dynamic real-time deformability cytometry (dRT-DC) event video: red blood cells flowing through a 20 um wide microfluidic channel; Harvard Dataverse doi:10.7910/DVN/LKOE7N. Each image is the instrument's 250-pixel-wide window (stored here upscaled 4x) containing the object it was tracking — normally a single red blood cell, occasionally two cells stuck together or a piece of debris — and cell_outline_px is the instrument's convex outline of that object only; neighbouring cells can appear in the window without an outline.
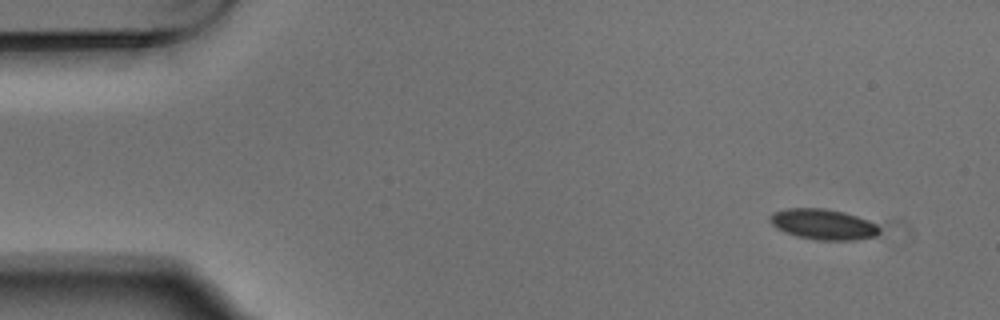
{"species": "Egyptian fruit bat (a non-hibernating species)", "species_latin": "Rousettus aegyptiacus", "temperature_condition": "warm", "stored_images_in_passage": 4, "camera_frame_rate_fps": 3000, "um_per_image_px": 0.085, "animal": {"sex": "male"}, "frame": {"image": 1, "passage_image": 1, "time_ms": 0.0, "image_size_px": [1000, 320], "cell_outline_px": [[880, 232], [876, 236], [856, 240], [820, 240], [796, 236], [784, 232], [776, 228], [768, 220], [768, 216], [772, 212], [788, 208], [824, 208], [844, 212], [868, 220], [876, 224], [880, 228]], "centroid_in_image_um": [69.95, 19.06], "position_along_channel_um": 15.1, "area_um2": 19.65}}
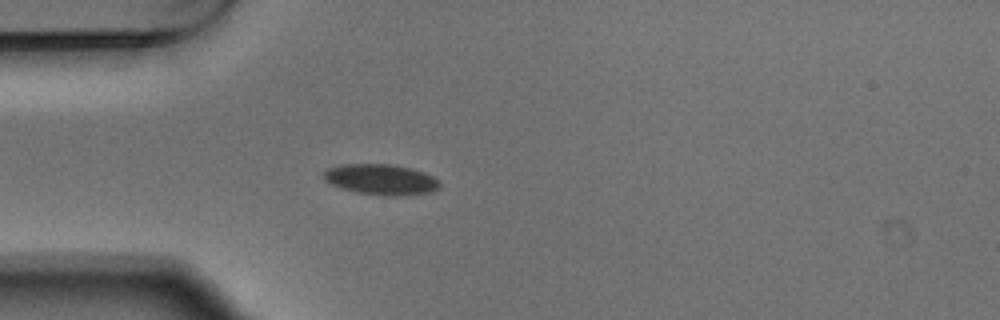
{"frame": {"image": 2, "passage_image": 4, "time_ms": 1.0, "image_size_px": [1000, 320], "cell_outline_px": [[440, 188], [428, 192], [396, 196], [384, 196], [356, 192], [340, 188], [324, 180], [324, 172], [328, 168], [340, 164], [388, 164], [412, 168], [424, 172], [440, 180]], "centroid_in_image_um": [32.38, 15.25], "position_along_channel_um": 52.6, "area_um2": 20.75}}